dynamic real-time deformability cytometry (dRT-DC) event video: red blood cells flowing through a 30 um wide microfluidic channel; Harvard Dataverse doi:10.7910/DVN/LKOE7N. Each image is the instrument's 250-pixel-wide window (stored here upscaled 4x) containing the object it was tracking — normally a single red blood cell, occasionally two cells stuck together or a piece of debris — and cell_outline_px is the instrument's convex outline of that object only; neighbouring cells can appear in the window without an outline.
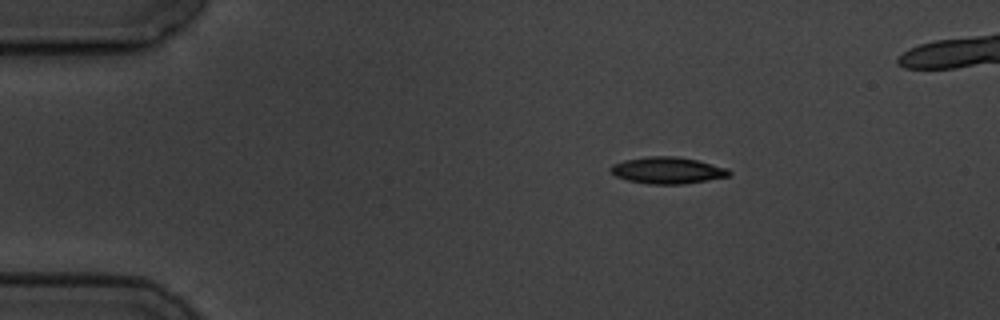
{"species": "common noctule bat (a hibernating species)", "species_latin": "Nyctalus noctula", "temperature_condition": "cold", "stored_images_in_passage": 4, "camera_frame_rate_fps": 3000, "um_per_image_px": 0.085, "animal": {"sex": "male", "body_mass_g": 19.5, "forearm_length_mm": 54.6}, "frame": {"image": 1, "passage_image": 1, "time_ms": 0.0, "image_size_px": [1000, 320], "cell_outline_px": [[732, 172], [728, 176], [708, 180], [684, 184], [648, 184], [628, 180], [616, 176], [608, 168], [612, 164], [624, 160], [648, 156], [676, 156], [696, 160], [728, 168]], "centroid_in_image_um": [56.72, 14.48], "position_along_channel_um": 28.3, "area_um2": 18.38}}